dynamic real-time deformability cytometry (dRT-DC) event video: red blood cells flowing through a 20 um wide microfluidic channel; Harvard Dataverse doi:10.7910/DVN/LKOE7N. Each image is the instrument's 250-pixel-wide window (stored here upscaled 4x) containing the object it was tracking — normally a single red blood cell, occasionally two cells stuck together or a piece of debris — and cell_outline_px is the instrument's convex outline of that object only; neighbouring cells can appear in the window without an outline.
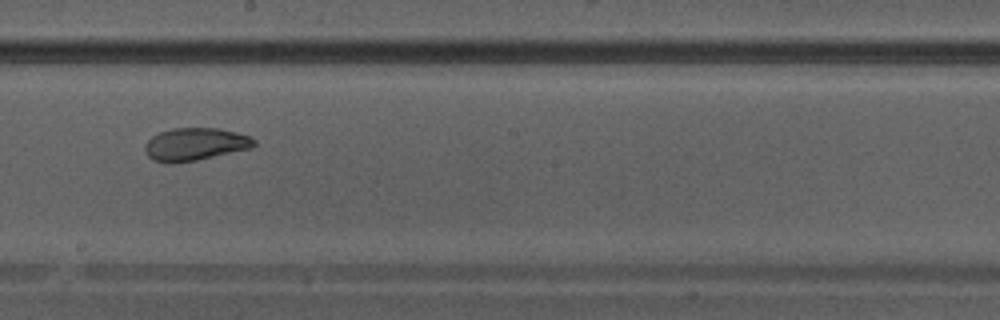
{"species": "Egyptian fruit bat (a non-hibernating species)", "species_latin": "Rousettus aegyptiacus", "temperature_condition": "warm", "stored_images_in_passage": 25, "camera_frame_rate_fps": 3000, "um_per_image_px": 0.085, "animal": {"sex": "male"}, "frame": {"image": 1, "passage_image": 11, "time_ms": 3.333, "image_size_px": [1000, 320], "cell_outline_px": [[256, 144], [252, 148], [196, 160], [172, 164], [152, 160], [148, 156], [144, 148], [144, 144], [152, 136], [160, 132], [172, 128], [220, 128], [252, 136], [256, 140]], "centroid_in_image_um": [16.59, 12.26], "position_along_channel_um": 231.6, "area_um2": 20.98}}